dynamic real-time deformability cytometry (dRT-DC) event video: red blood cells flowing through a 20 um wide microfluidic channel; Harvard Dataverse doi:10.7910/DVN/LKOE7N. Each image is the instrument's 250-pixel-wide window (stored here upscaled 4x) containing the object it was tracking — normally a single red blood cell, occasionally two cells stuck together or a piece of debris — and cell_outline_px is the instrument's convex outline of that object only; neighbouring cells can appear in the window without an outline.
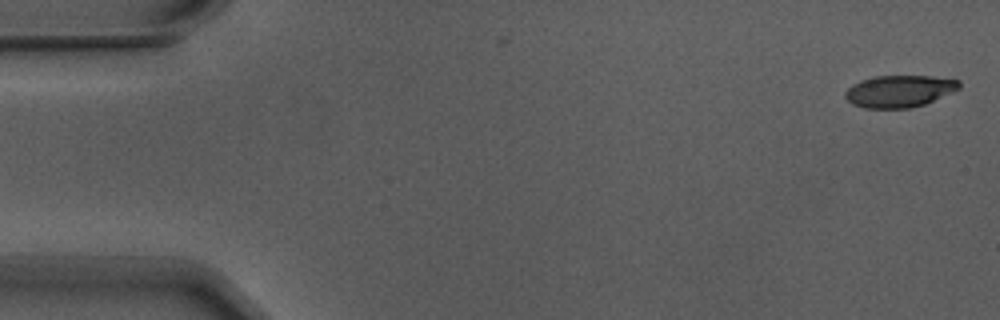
{"species": "Egyptian fruit bat (a non-hibernating species)", "species_latin": "Rousettus aegyptiacus", "temperature_condition": "warm", "stored_images_in_passage": 5, "camera_frame_rate_fps": 3000, "um_per_image_px": 0.085, "animal": {"sex": "male"}, "frame": {"image": 1, "passage_image": 1, "time_ms": 0.0, "image_size_px": [1000, 320], "cell_outline_px": [[960, 88], [924, 104], [912, 108], [864, 108], [852, 104], [844, 96], [844, 92], [852, 84], [876, 76], [932, 76], [960, 80]], "centroid_in_image_um": [76.43, 7.75], "position_along_channel_um": 8.6, "area_um2": 21.1}}
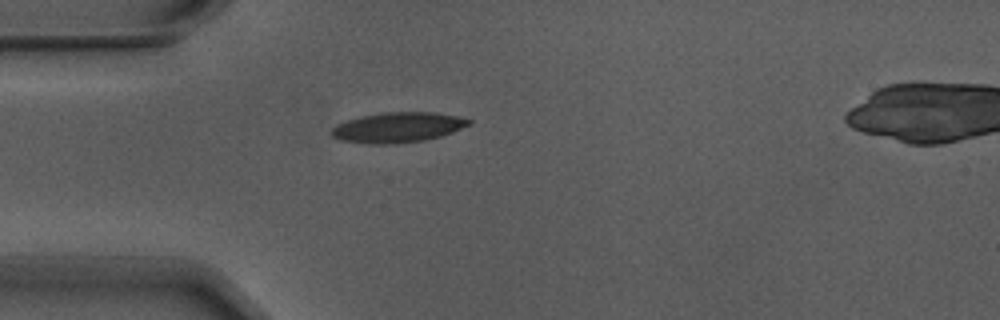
{"frame": {"image": 2, "passage_image": 4, "time_ms": 1.0, "image_size_px": [1000, 320], "cell_outline_px": [[472, 124], [452, 132], [440, 136], [424, 140], [396, 144], [368, 144], [340, 140], [332, 136], [328, 132], [336, 124], [360, 116], [380, 112], [432, 112], [456, 116], [472, 120]], "centroid_in_image_um": [33.77, 10.83], "position_along_channel_um": 51.2, "area_um2": 24.33}}